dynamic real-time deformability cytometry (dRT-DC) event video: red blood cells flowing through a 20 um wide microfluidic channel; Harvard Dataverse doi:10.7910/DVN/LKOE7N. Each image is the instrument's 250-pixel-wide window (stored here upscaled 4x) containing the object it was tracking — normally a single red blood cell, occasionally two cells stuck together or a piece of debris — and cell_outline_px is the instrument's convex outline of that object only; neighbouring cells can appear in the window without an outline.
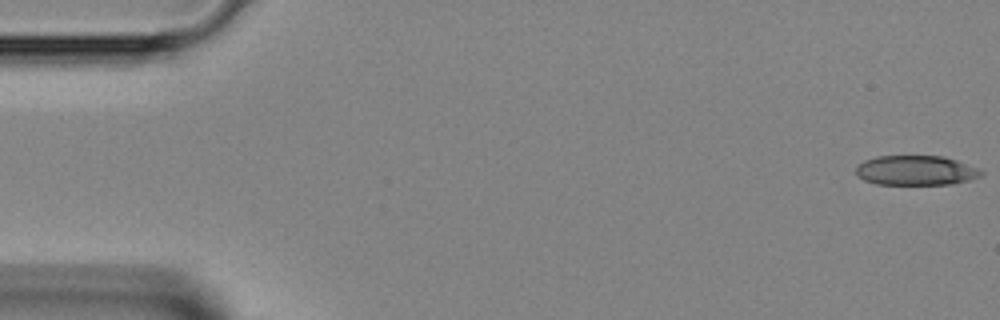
{"species": "Egyptian fruit bat (a non-hibernating species)", "species_latin": "Rousettus aegyptiacus", "temperature_condition": "room temperature", "stored_images_in_passage": 8, "camera_frame_rate_fps": 3000, "um_per_image_px": 0.085, "animal": {"sex": "female"}, "frame": {"image": 1, "passage_image": 1, "time_ms": 0.0, "image_size_px": [1000, 320], "cell_outline_px": [[984, 172], [980, 176], [968, 180], [952, 184], [876, 184], [864, 180], [856, 176], [856, 164], [864, 160], [876, 156], [944, 156], [980, 168]], "centroid_in_image_um": [77.83, 14.48], "position_along_channel_um": 7.2, "area_um2": 21.85}}